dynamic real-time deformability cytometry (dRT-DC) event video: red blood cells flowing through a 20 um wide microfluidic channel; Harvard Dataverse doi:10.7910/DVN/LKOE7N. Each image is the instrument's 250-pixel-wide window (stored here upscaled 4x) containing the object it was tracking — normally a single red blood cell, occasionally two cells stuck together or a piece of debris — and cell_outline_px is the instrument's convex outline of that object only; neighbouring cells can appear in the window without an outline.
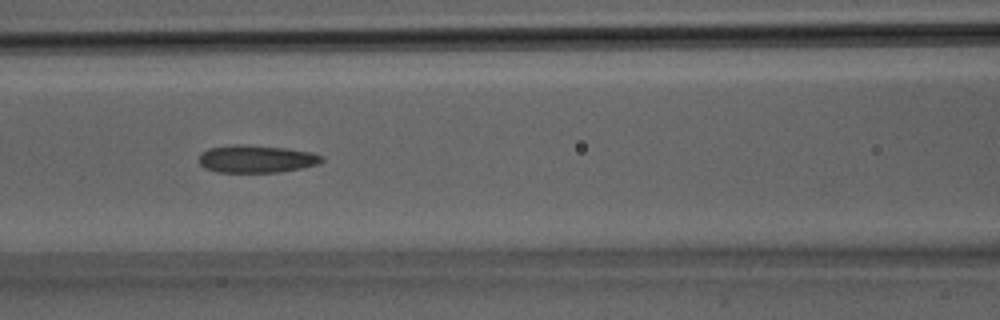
{"species": "Egyptian fruit bat (a non-hibernating species)", "species_latin": "Rousettus aegyptiacus", "temperature_condition": "room temperature", "stored_images_in_passage": 26, "camera_frame_rate_fps": 3000, "um_per_image_px": 0.085, "animal": {"sex": "male"}, "frame": {"image": 1, "passage_image": 8, "time_ms": 2.333, "image_size_px": [1000, 320], "cell_outline_px": [[324, 160], [320, 164], [280, 172], [216, 172], [204, 168], [200, 164], [200, 152], [208, 148], [232, 144], [244, 144], [288, 148], [308, 152], [324, 156]], "centroid_in_image_um": [21.78, 13.5], "position_along_channel_um": 144.8, "area_um2": 19.94}}
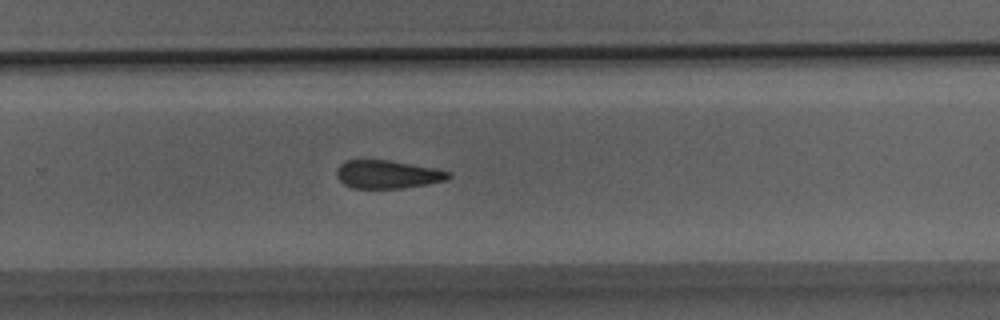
{"frame": {"image": 2, "passage_image": 15, "time_ms": 4.667, "image_size_px": [1000, 320], "cell_outline_px": [[452, 176], [448, 180], [428, 184], [404, 188], [352, 188], [344, 184], [336, 176], [336, 168], [344, 160], [388, 160], [436, 168], [452, 172]], "centroid_in_image_um": [32.96, 14.82], "position_along_channel_um": 296.8, "area_um2": 18.61}}
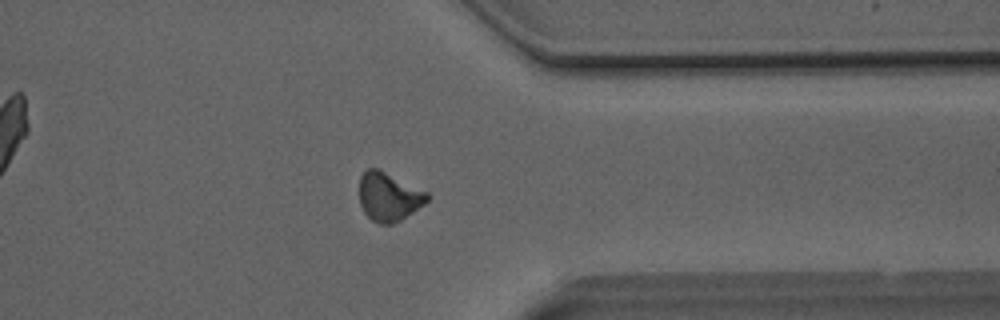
{"frame": {"image": 3, "passage_image": 19, "time_ms": 6.0, "image_size_px": [1000, 320], "cell_outline_px": [[432, 196], [424, 204], [400, 220], [392, 224], [380, 224], [372, 220], [364, 212], [360, 204], [360, 176], [368, 168], [376, 168], [428, 192]], "centroid_in_image_um": [33.05, 16.73], "position_along_channel_um": 378.3, "area_um2": 19.02}}